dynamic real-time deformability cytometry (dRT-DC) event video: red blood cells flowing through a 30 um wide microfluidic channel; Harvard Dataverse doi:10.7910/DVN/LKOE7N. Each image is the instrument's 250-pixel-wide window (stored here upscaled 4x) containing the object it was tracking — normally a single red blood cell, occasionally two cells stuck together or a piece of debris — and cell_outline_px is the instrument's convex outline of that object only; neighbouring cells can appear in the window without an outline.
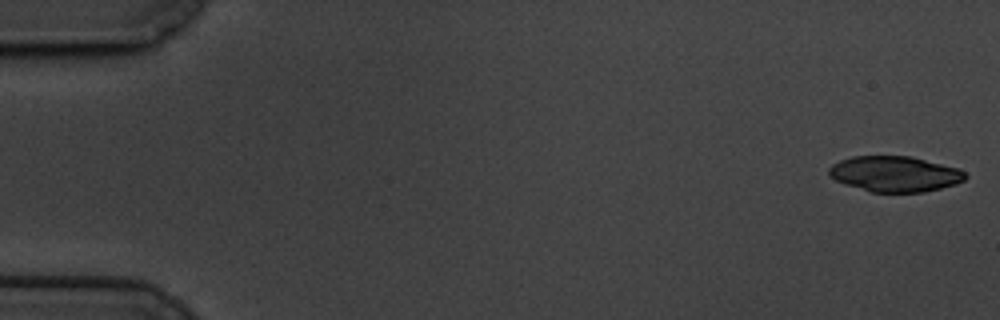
{"species": "common noctule bat (a hibernating species)", "species_latin": "Nyctalus noctula", "temperature_condition": "cold", "stored_images_in_passage": 11, "camera_frame_rate_fps": 3000, "um_per_image_px": 0.085, "animal": {"sex": "male", "body_mass_g": 19.5, "forearm_length_mm": 54.6}, "frame": {"image": 1, "passage_image": 1, "time_ms": 0.0, "image_size_px": [1000, 320], "cell_outline_px": [[968, 176], [964, 180], [956, 184], [924, 192], [872, 192], [844, 184], [828, 176], [828, 168], [832, 164], [840, 160], [852, 156], [912, 156], [956, 168], [964, 172]], "centroid_in_image_um": [76.02, 14.78], "position_along_channel_um": 9.0, "area_um2": 28.26}}